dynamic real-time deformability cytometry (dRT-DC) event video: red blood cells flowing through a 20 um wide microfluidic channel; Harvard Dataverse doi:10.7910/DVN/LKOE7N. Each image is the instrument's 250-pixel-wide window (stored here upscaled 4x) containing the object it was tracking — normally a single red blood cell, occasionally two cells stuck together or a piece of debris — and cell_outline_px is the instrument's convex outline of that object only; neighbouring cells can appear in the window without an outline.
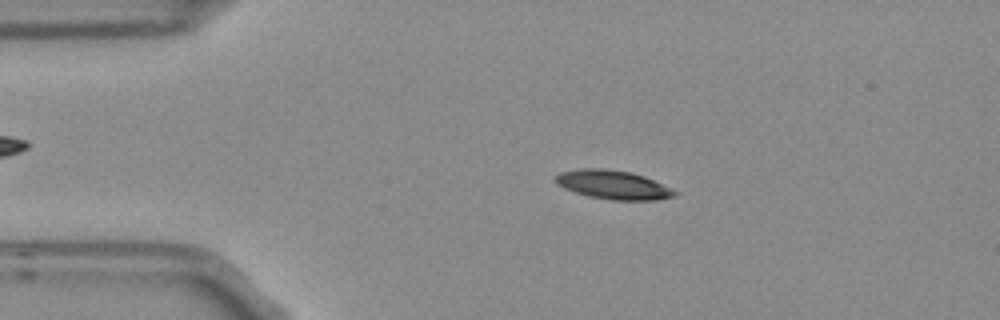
{"species": "Egyptian fruit bat (a non-hibernating species)", "species_latin": "Rousettus aegyptiacus", "temperature_condition": "room temperature", "stored_images_in_passage": 3, "camera_frame_rate_fps": 3000, "um_per_image_px": 0.085, "frame": {"image": 1, "passage_image": 2, "time_ms": 0.333, "image_size_px": [1000, 320], "cell_outline_px": [[680, 192], [676, 196], [656, 200], [612, 200], [588, 196], [564, 188], [556, 184], [552, 180], [560, 172], [584, 168], [600, 168], [632, 172], [644, 176]], "centroid_in_image_um": [52.12, 15.71], "position_along_channel_um": 32.9, "area_um2": 20.11}}